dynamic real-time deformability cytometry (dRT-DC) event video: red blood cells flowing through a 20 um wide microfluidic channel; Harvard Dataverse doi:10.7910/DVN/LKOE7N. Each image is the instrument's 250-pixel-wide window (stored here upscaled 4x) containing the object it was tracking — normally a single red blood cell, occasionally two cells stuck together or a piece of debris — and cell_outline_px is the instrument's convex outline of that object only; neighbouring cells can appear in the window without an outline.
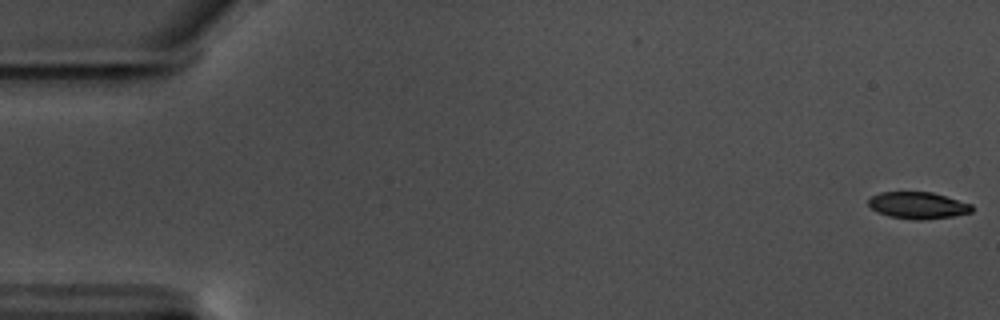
{"species": "common noctule bat (a hibernating species)", "species_latin": "Nyctalus noctula", "temperature_condition": "warm", "stored_images_in_passage": 59, "camera_frame_rate_fps": 3000, "um_per_image_px": 0.085, "animal": {"sex": "male", "body_mass_g": 17.5, "forearm_length_mm": 52.3}, "frame": {"image": 1, "passage_image": 1, "time_ms": 0.0, "image_size_px": [1000, 320], "cell_outline_px": [[972, 212], [952, 216], [920, 220], [916, 220], [888, 216], [876, 212], [868, 204], [868, 200], [872, 196], [880, 192], [932, 192], [972, 204]], "centroid_in_image_um": [78.0, 17.45], "position_along_channel_um": 7.0, "area_um2": 16.07}}
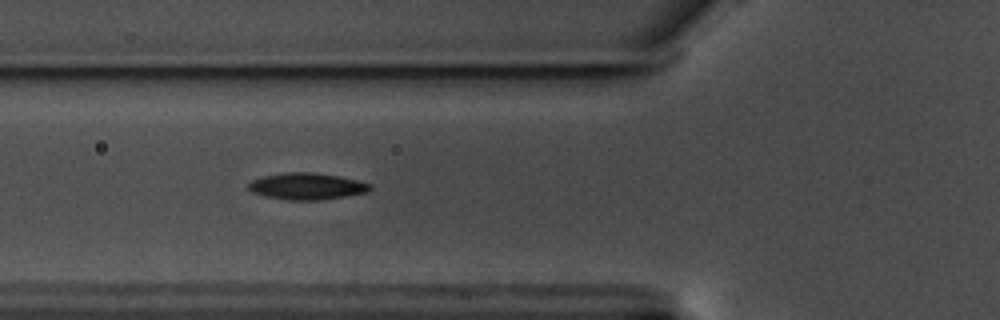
{"frame": {"image": 2, "passage_image": 22, "time_ms": 7.0, "image_size_px": [1000, 320], "cell_outline_px": [[372, 188], [368, 192], [320, 200], [288, 200], [264, 196], [252, 192], [248, 188], [248, 184], [252, 180], [264, 176], [288, 172], [308, 172], [336, 176], [356, 180], [372, 184]], "centroid_in_image_um": [26.07, 15.84], "position_along_channel_um": 99.7, "area_um2": 18.67}}
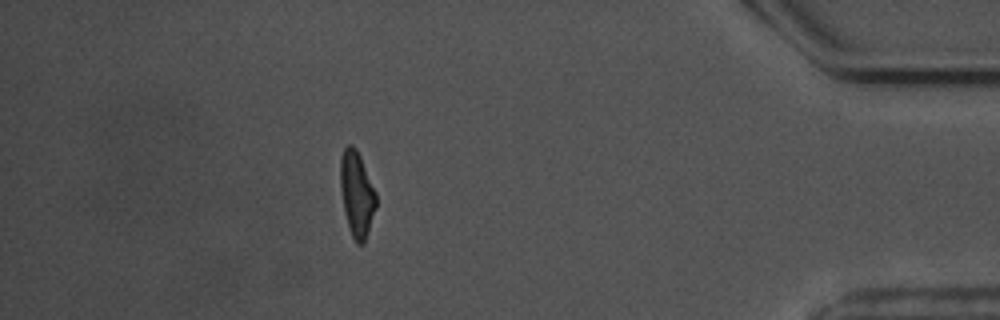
{"frame": {"image": 3, "passage_image": 52, "time_ms": 17.0, "image_size_px": [1000, 320], "cell_outline_px": [[376, 208], [364, 244], [356, 244], [352, 236], [344, 212], [340, 188], [340, 156], [344, 148], [348, 144], [352, 144], [356, 148], [360, 156], [376, 192]], "centroid_in_image_um": [30.32, 16.48], "position_along_channel_um": 404.9, "area_um2": 17.86}, "authors_computed_cell_mechanics": {"area_um2": 17.8602, "velocity_mm_per_s": 3.5296, "shape_relaxation_time_tau1_ms": 4.6717, "shape_relaxation_time_tau2_ms": 2.7162, "deformation_change_tau1": 0.1628, "deformation_change_tau2": 0.1025}}